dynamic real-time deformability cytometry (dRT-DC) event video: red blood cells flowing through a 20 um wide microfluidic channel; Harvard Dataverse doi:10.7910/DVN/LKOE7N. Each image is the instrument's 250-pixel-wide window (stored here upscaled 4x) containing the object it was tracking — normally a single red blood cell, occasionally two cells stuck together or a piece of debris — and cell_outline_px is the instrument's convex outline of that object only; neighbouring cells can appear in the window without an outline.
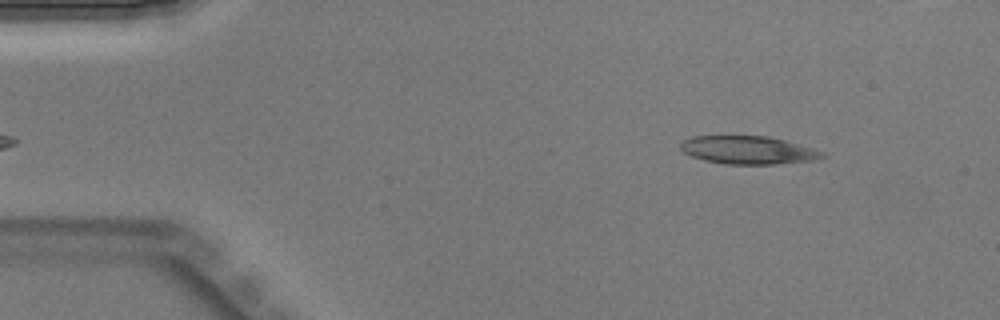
{"species": "Egyptian fruit bat (a non-hibernating species)", "species_latin": "Rousettus aegyptiacus", "temperature_condition": "warm", "stored_images_in_passage": 18, "camera_frame_rate_fps": 3000, "um_per_image_px": 0.085, "animal": {"sex": "male"}, "frame": {"image": 1, "passage_image": 2, "time_ms": 0.333, "image_size_px": [1000, 320], "cell_outline_px": [[828, 156], [816, 160], [776, 164], [724, 164], [704, 160], [692, 156], [684, 152], [680, 148], [680, 144], [684, 140], [692, 136], [768, 136], [816, 148], [824, 152]], "centroid_in_image_um": [63.65, 12.76], "position_along_channel_um": 21.3, "area_um2": 23.35}}
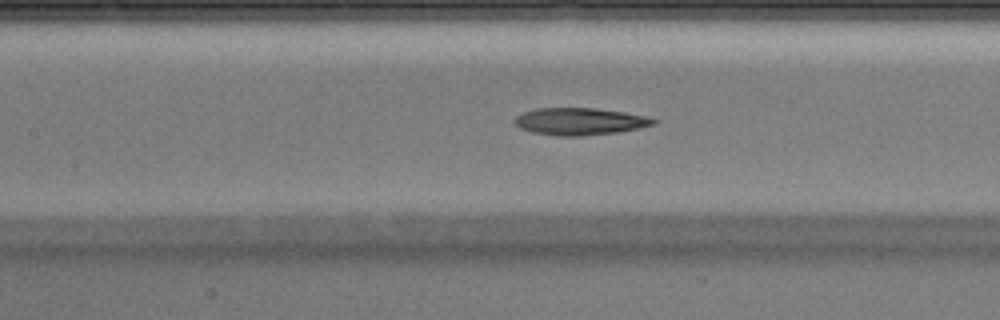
{"frame": {"image": 2, "passage_image": 16, "time_ms": 5.0, "image_size_px": [1000, 320], "cell_outline_px": [[660, 120], [656, 124], [640, 128], [616, 132], [576, 136], [564, 136], [532, 132], [520, 128], [512, 120], [516, 116], [524, 112], [536, 108], [596, 108], [624, 112], [644, 116]], "centroid_in_image_um": [49.29, 10.31], "position_along_channel_um": 158.1, "area_um2": 21.85}}